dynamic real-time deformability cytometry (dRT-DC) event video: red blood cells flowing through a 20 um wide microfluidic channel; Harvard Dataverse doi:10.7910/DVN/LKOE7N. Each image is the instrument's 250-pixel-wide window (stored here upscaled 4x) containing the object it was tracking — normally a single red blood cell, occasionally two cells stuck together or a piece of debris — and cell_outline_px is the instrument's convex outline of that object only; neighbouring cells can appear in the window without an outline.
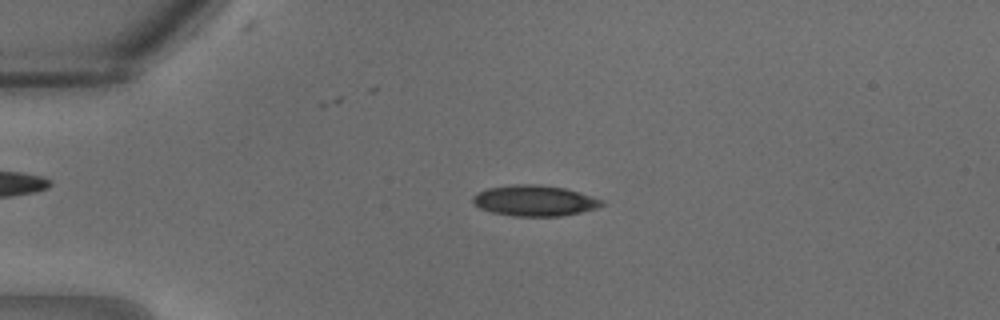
{"species": "common noctule bat (a hibernating species)", "species_latin": "Nyctalus noctula", "temperature_condition": "warm", "stored_images_in_passage": 12, "camera_frame_rate_fps": 3000, "um_per_image_px": 0.085, "animal": {"sex": "male", "body_mass_g": 18.8}, "frame": {"image": 1, "passage_image": 2, "time_ms": 0.333, "image_size_px": [1000, 320], "cell_outline_px": [[604, 204], [596, 208], [580, 212], [560, 216], [512, 216], [492, 212], [480, 208], [472, 200], [472, 196], [476, 192], [488, 188], [512, 184], [536, 184], [564, 188], [580, 192], [604, 200]], "centroid_in_image_um": [45.43, 17.05], "position_along_channel_um": 39.6, "area_um2": 23.12}}
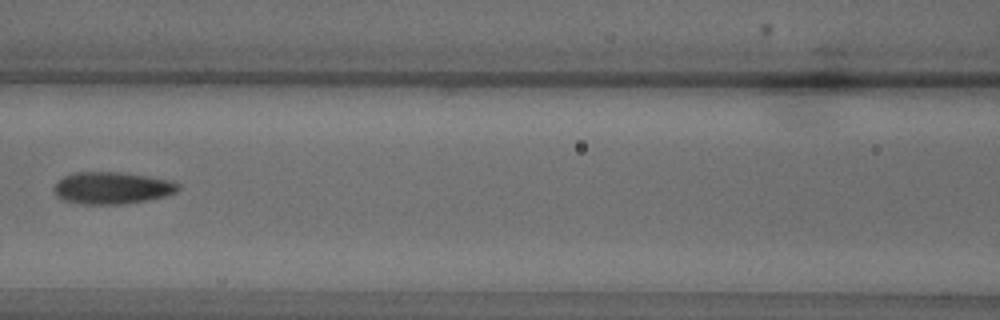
{"frame": {"image": 2, "passage_image": 9, "time_ms": 2.667, "image_size_px": [1000, 320], "cell_outline_px": [[180, 188], [176, 192], [164, 196], [148, 200], [120, 204], [80, 204], [64, 200], [56, 196], [52, 188], [56, 180], [64, 176], [76, 172], [116, 172], [148, 176], [172, 180], [180, 184]], "centroid_in_image_um": [9.5, 15.97], "position_along_channel_um": 157.1, "area_um2": 23.35}}
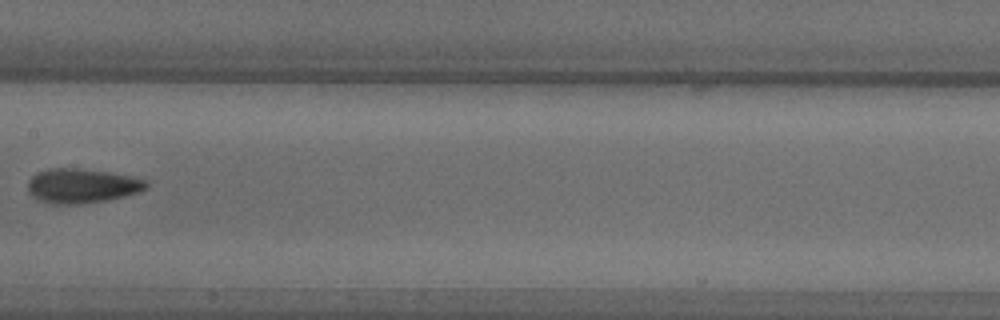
{"frame": {"image": 3, "passage_image": 11, "time_ms": 3.333, "image_size_px": [1000, 320], "cell_outline_px": [[148, 188], [140, 192], [108, 200], [80, 204], [52, 204], [40, 200], [32, 196], [28, 192], [28, 180], [36, 172], [48, 168], [80, 168], [108, 172], [148, 180]], "centroid_in_image_um": [6.95, 15.79], "position_along_channel_um": 200.4, "area_um2": 23.99}}